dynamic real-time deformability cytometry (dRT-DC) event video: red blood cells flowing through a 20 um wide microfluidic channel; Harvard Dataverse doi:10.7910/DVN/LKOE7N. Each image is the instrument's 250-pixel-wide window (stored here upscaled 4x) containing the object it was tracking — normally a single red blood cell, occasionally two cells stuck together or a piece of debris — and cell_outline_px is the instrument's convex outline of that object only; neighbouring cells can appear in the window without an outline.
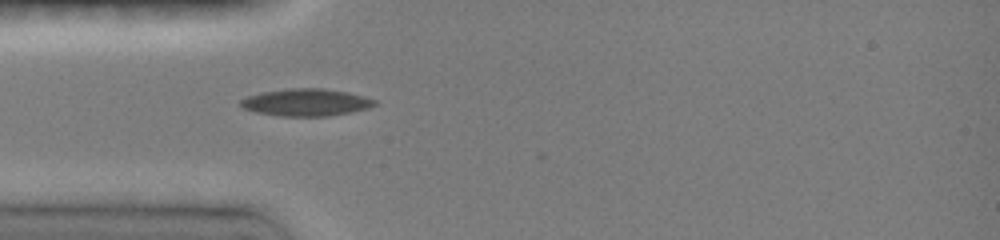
{"species": "common noctule bat (a hibernating species)", "species_latin": "Nyctalus noctula", "temperature_condition": "room temperature", "stored_images_in_passage": 8, "camera_frame_rate_fps": 3000, "um_per_image_px": 0.085, "animal": {"sex": "female", "body_mass_g": 19.0, "forearm_length_mm": 51.5}, "frame": {"image": 1, "passage_image": 1, "time_ms": 0.0, "image_size_px": [1000, 240], "cell_outline_px": [[376, 104], [368, 108], [328, 116], [280, 116], [256, 112], [244, 108], [240, 104], [240, 100], [248, 96], [260, 92], [288, 88], [324, 88], [348, 92], [364, 96], [376, 100]], "centroid_in_image_um": [26.0, 8.69], "position_along_channel_um": 59.0, "area_um2": 21.21}}
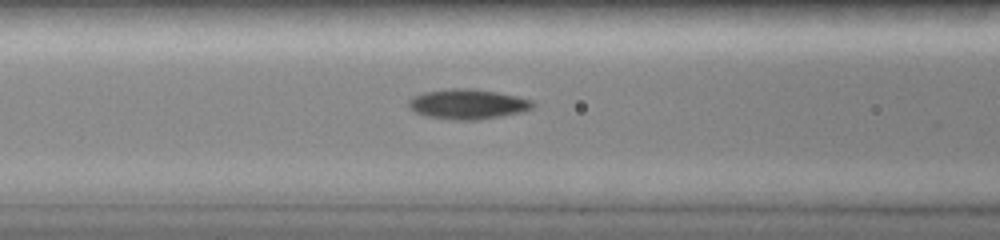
{"frame": {"image": 2, "passage_image": 5, "time_ms": 1.667, "image_size_px": [1000, 240], "cell_outline_px": [[536, 104], [532, 108], [520, 112], [500, 116], [476, 120], [452, 120], [428, 116], [416, 112], [408, 108], [408, 100], [412, 96], [424, 92], [452, 88], [472, 88], [496, 92], [516, 96], [532, 100]], "centroid_in_image_um": [39.73, 8.84], "position_along_channel_um": 126.9, "area_um2": 21.68}}